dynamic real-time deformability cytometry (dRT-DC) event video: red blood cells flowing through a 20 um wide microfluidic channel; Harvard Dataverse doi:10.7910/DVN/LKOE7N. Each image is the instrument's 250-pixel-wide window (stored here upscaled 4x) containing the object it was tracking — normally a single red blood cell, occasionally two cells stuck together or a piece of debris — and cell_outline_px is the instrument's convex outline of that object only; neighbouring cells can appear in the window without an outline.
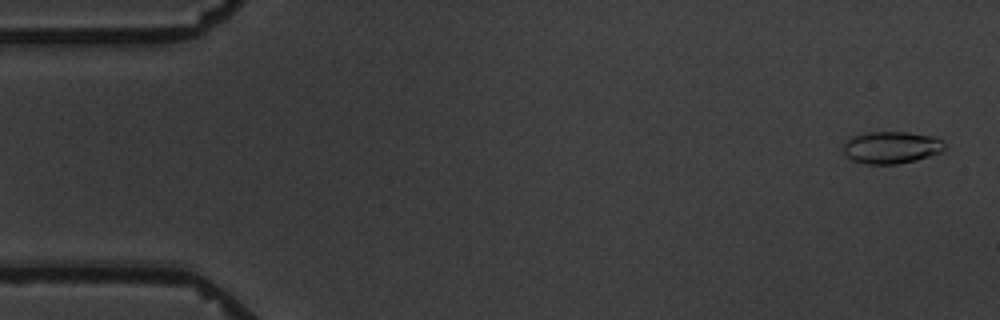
{"species": "common noctule bat (a hibernating species)", "species_latin": "Nyctalus noctula", "temperature_condition": "warm", "stored_images_in_passage": 5, "camera_frame_rate_fps": 3000, "um_per_image_px": 0.085, "animal": {"sex": "male", "body_mass_g": 19.5, "forearm_length_mm": 54.6}, "frame": {"image": 1, "passage_image": 1, "time_ms": 0.0, "image_size_px": [1000, 320], "cell_outline_px": [[948, 148], [944, 152], [916, 160], [896, 164], [868, 164], [852, 160], [844, 156], [844, 144], [852, 136], [868, 132], [908, 132], [936, 136], [944, 140]], "centroid_in_image_um": [75.85, 12.53], "position_along_channel_um": 9.2, "area_um2": 19.36}}